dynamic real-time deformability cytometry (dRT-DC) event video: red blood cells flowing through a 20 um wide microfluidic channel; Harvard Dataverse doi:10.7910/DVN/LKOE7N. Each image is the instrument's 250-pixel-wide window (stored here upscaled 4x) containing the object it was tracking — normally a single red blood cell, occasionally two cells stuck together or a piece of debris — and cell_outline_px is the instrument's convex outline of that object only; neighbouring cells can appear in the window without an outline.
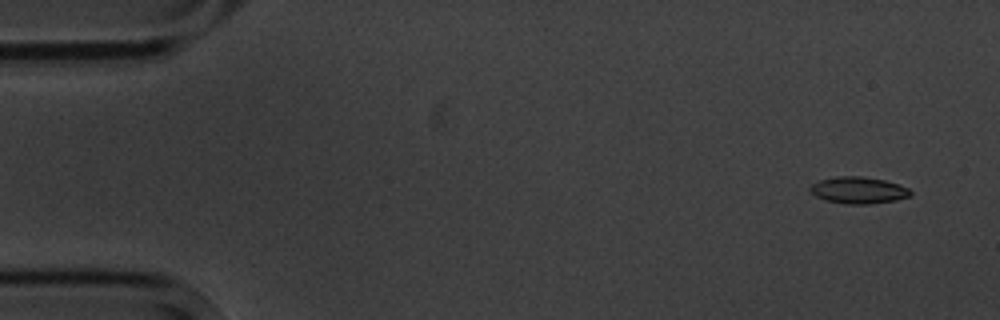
{"species": "common noctule bat (a hibernating species)", "species_latin": "Nyctalus noctula", "temperature_condition": "cold", "stored_images_in_passage": 9, "camera_frame_rate_fps": 3000, "um_per_image_px": 0.085, "animal": {"sex": "male", "body_mass_g": 20.1, "forearm_length_mm": 53.5}, "frame": {"image": 1, "passage_image": 2, "time_ms": 1.0, "image_size_px": [1000, 320], "cell_outline_px": [[912, 192], [908, 196], [896, 200], [868, 204], [844, 204], [828, 200], [816, 196], [808, 188], [812, 184], [820, 180], [836, 176], [860, 176], [884, 180], [900, 184], [908, 188]], "centroid_in_image_um": [72.97, 16.16], "position_along_channel_um": 12.0, "area_um2": 15.49}}
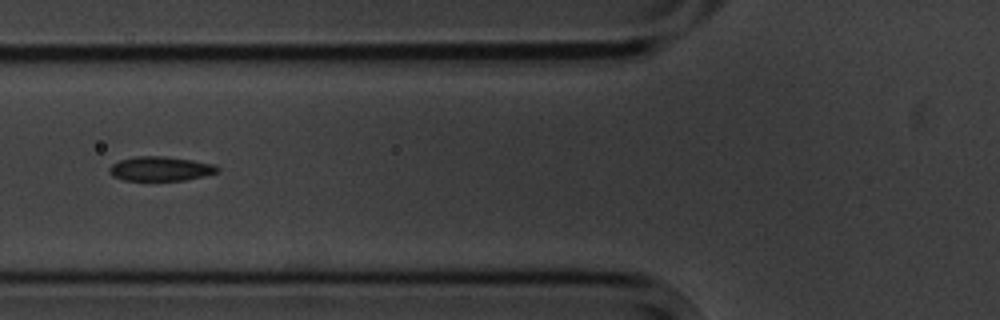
{"frame": {"image": 2, "passage_image": 7, "time_ms": 7.0, "image_size_px": [1000, 320], "cell_outline_px": [[220, 168], [216, 172], [204, 176], [184, 180], [124, 180], [112, 176], [108, 172], [108, 168], [112, 164], [120, 160], [136, 156], [164, 156], [192, 160], [212, 164]], "centroid_in_image_um": [13.59, 14.34], "position_along_channel_um": 112.2, "area_um2": 15.26}}
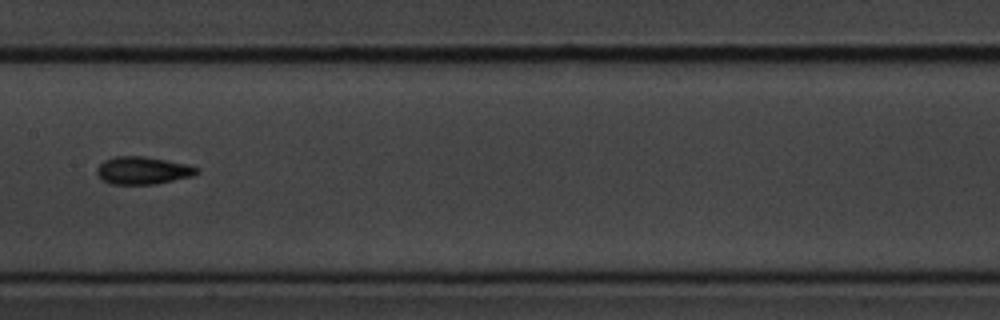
{"frame": {"image": 3, "passage_image": 9, "time_ms": 9.333, "image_size_px": [1000, 320], "cell_outline_px": [[200, 172], [192, 176], [156, 184], [112, 184], [104, 180], [96, 172], [96, 168], [104, 160], [116, 156], [144, 156], [188, 164], [200, 168]], "centroid_in_image_um": [12.17, 14.48], "position_along_channel_um": 195.2, "area_um2": 16.07}}